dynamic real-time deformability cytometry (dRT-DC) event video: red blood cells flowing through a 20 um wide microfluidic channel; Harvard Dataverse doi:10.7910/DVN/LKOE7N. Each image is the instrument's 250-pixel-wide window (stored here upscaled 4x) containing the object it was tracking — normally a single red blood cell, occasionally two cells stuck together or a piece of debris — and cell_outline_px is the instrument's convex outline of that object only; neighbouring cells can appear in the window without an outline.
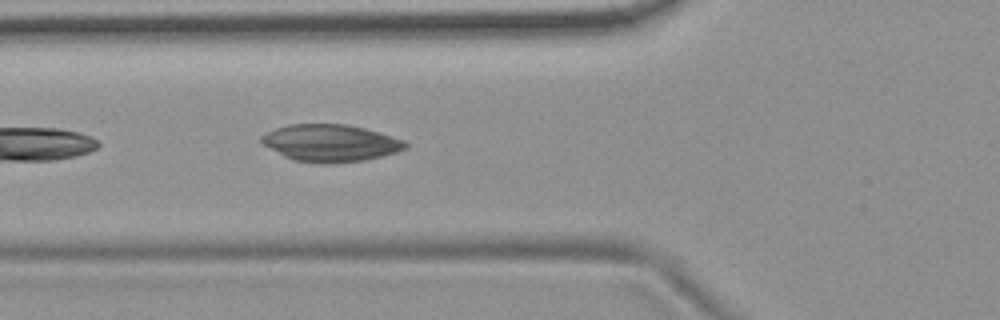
{"species": "common noctule bat (a hibernating species)", "species_latin": "Nyctalus noctula", "temperature_condition": "room temperature", "stored_images_in_passage": 4, "camera_frame_rate_fps": 3000, "um_per_image_px": 0.085, "animal": {"sex": "female", "body_mass_g": 19.9}, "frame": {"image": 1, "passage_image": 4, "time_ms": 3.333, "image_size_px": [1000, 320], "cell_outline_px": [[408, 144], [404, 148], [396, 152], [364, 160], [332, 164], [320, 164], [296, 160], [284, 156], [260, 144], [260, 136], [276, 128], [288, 124], [348, 124], [364, 128], [404, 140]], "centroid_in_image_um": [28.04, 12.16], "position_along_channel_um": 97.8, "area_um2": 31.1}}